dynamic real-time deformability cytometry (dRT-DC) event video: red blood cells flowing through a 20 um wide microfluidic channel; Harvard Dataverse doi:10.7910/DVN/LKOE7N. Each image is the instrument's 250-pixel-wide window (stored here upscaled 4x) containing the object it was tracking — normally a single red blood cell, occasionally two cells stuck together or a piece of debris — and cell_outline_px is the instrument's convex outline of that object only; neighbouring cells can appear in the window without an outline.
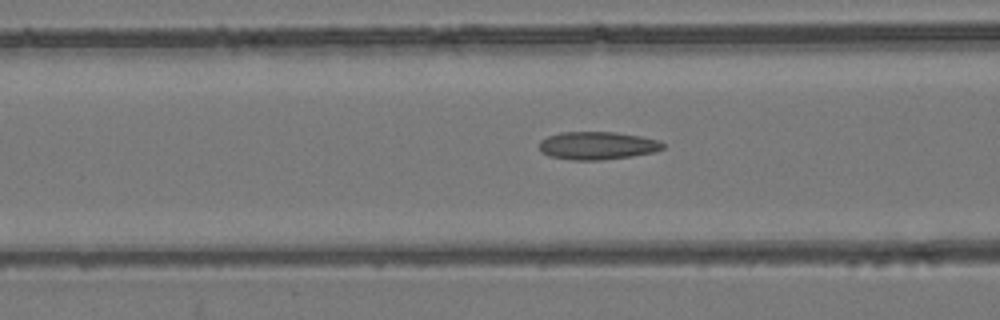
{"species": "common noctule bat (a hibernating species)", "species_latin": "Nyctalus noctula", "temperature_condition": "room temperature", "stored_images_in_passage": 45, "camera_frame_rate_fps": 3000, "um_per_image_px": 0.085, "animal": {"sex": "female", "body_mass_g": 24.6, "forearm_length_mm": 56.2}, "frame": {"image": 1, "passage_image": 13, "time_ms": 4.0, "image_size_px": [1000, 320], "cell_outline_px": [[664, 148], [656, 152], [632, 156], [600, 160], [572, 160], [548, 156], [540, 152], [540, 140], [548, 136], [560, 132], [616, 132], [640, 136], [660, 140], [664, 144]], "centroid_in_image_um": [50.78, 12.38], "position_along_channel_um": 115.8, "area_um2": 20.29}}
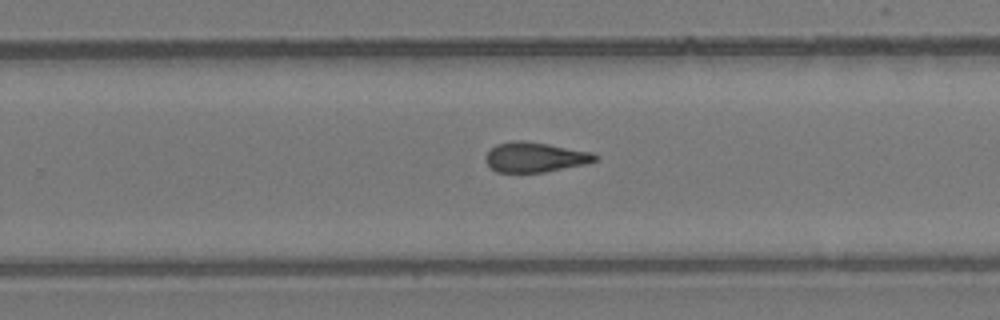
{"frame": {"image": 2, "passage_image": 26, "time_ms": 8.333, "image_size_px": [1000, 320], "cell_outline_px": [[600, 156], [596, 160], [588, 164], [544, 172], [496, 172], [484, 160], [484, 156], [496, 144], [512, 140], [524, 140], [548, 144], [592, 152]], "centroid_in_image_um": [45.49, 13.35], "position_along_channel_um": 284.3, "area_um2": 19.25}}
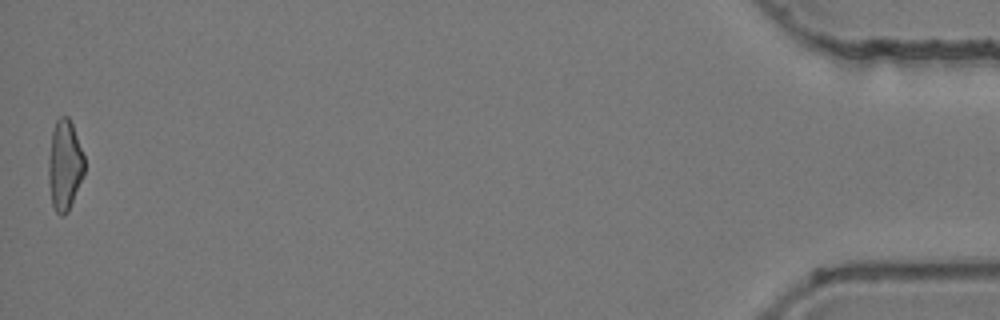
{"frame": {"image": 3, "passage_image": 45, "time_ms": 14.667, "image_size_px": [1000, 320], "cell_outline_px": [[84, 176], [68, 212], [64, 216], [60, 216], [56, 212], [52, 204], [48, 180], [48, 160], [52, 132], [56, 120], [60, 116], [68, 116], [72, 124], [84, 156]], "centroid_in_image_um": [5.49, 14.07], "position_along_channel_um": 429.7, "area_um2": 19.02}, "authors_computed_cell_mechanics": {"area_um2": 19.363, "velocity_mm_per_s": 3.8931, "shape_relaxation_time_tau1_ms": null, "shape_relaxation_time_tau2_ms": 2.9274, "deformation_change_tau1": null, "deformation_change_tau2": 0.1173}}